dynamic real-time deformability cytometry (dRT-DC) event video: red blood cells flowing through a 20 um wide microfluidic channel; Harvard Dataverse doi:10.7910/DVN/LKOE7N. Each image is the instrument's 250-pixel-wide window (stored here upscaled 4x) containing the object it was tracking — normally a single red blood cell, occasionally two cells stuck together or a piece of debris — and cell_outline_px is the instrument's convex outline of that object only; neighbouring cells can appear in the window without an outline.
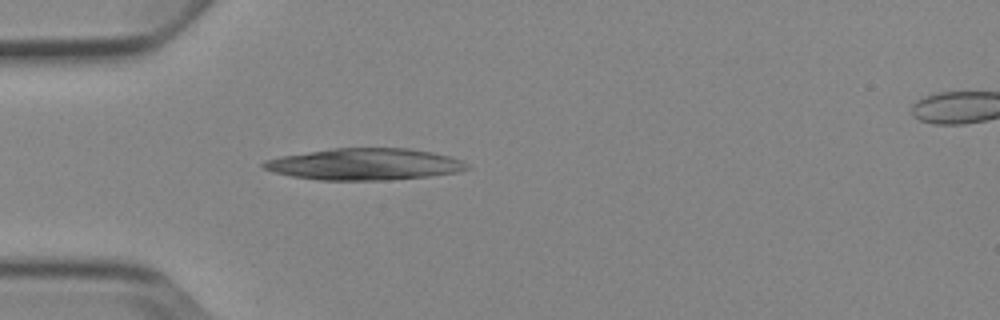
{"species": "Egyptian fruit bat (a non-hibernating species)", "species_latin": "Rousettus aegyptiacus", "temperature_condition": "cold", "stored_images_in_passage": 5, "camera_frame_rate_fps": 3000, "um_per_image_px": 0.085, "animal": {"sex": "female"}, "frame": {"image": 1, "passage_image": 4, "time_ms": 4.333, "image_size_px": [1000, 320], "cell_outline_px": [[472, 168], [456, 172], [428, 176], [392, 180], [320, 180], [292, 176], [272, 172], [264, 168], [260, 164], [264, 160], [280, 156], [332, 148], [408, 148], [432, 152], [448, 156], [460, 160], [468, 164]], "centroid_in_image_um": [30.97, 13.96], "position_along_channel_um": 54.0, "area_um2": 37.57}}